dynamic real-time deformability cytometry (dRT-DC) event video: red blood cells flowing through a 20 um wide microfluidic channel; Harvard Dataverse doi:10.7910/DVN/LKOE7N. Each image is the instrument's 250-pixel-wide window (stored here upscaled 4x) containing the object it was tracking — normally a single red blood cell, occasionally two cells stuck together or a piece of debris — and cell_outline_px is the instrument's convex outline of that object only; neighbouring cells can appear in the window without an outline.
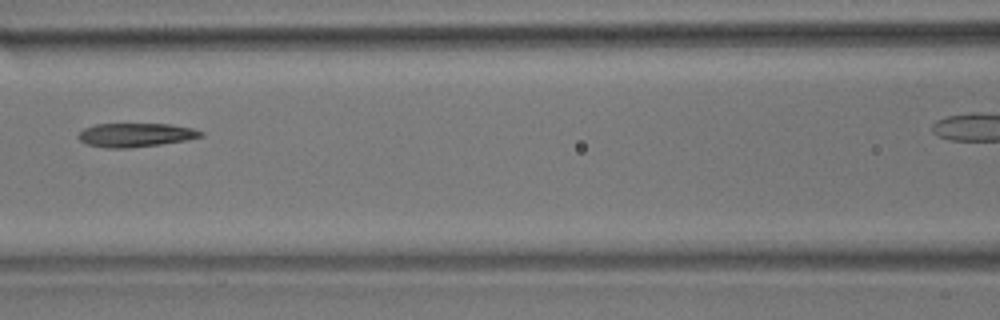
{"species": "common noctule bat (a hibernating species)", "species_latin": "Nyctalus noctula", "temperature_condition": "room temperature", "stored_images_in_passage": 10, "camera_frame_rate_fps": 3000, "um_per_image_px": 0.085, "animal": {"sex": "male", "body_mass_g": 17.9}, "frame": {"image": 1, "passage_image": 6, "time_ms": 1.667, "image_size_px": [1000, 320], "cell_outline_px": [[204, 136], [188, 140], [160, 144], [128, 148], [108, 148], [84, 144], [76, 136], [84, 128], [96, 124], [172, 124], [192, 128], [204, 132]], "centroid_in_image_um": [11.53, 11.47], "position_along_channel_um": 155.1, "area_um2": 17.11}}
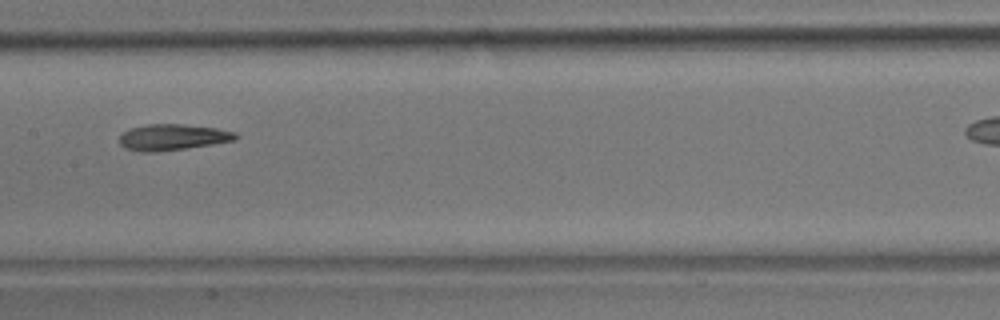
{"frame": {"image": 2, "passage_image": 7, "time_ms": 2.0, "image_size_px": [1000, 320], "cell_outline_px": [[240, 136], [236, 140], [212, 144], [184, 148], [152, 152], [140, 152], [124, 148], [120, 144], [120, 132], [128, 128], [148, 124], [180, 124], [216, 128], [236, 132]], "centroid_in_image_um": [14.64, 11.65], "position_along_channel_um": 192.8, "area_um2": 17.74}}
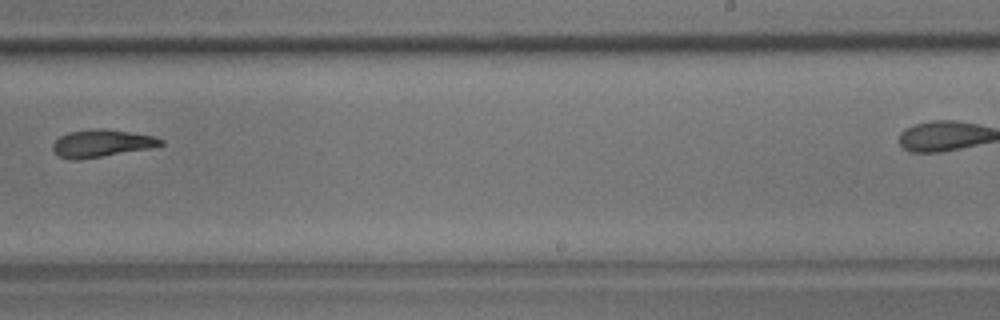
{"frame": {"image": 3, "passage_image": 9, "time_ms": 2.667, "image_size_px": [1000, 320], "cell_outline_px": [[164, 144], [148, 148], [80, 160], [68, 160], [52, 152], [52, 144], [60, 136], [68, 132], [96, 128], [104, 128], [152, 136], [164, 140]], "centroid_in_image_um": [8.56, 12.19], "position_along_channel_um": 280.4, "area_um2": 17.17}}